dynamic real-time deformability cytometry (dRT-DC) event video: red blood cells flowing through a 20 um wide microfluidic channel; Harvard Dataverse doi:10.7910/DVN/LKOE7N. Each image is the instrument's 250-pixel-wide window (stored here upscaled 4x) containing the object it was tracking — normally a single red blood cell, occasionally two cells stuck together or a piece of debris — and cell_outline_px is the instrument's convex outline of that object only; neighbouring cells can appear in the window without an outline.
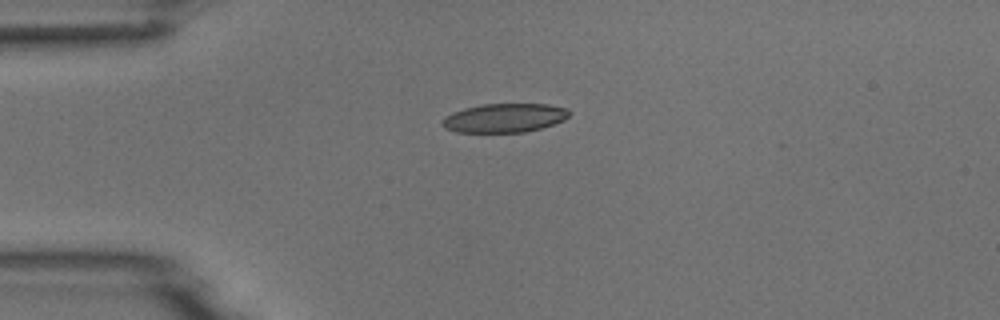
{"species": "common noctule bat (a hibernating species)", "species_latin": "Nyctalus noctula", "temperature_condition": "room temperature", "stored_images_in_passage": 5, "camera_frame_rate_fps": 3000, "um_per_image_px": 0.085, "animal": {"sex": "male", "body_mass_g": 18.8}, "frame": {"image": 1, "passage_image": 1, "time_ms": 0.0, "image_size_px": [1000, 320], "cell_outline_px": [[572, 112], [564, 120], [540, 128], [524, 132], [456, 132], [444, 128], [440, 124], [440, 120], [444, 116], [452, 112], [464, 108], [480, 104], [548, 104], [568, 108]], "centroid_in_image_um": [42.84, 10.02], "position_along_channel_um": 42.2, "area_um2": 21.62}}